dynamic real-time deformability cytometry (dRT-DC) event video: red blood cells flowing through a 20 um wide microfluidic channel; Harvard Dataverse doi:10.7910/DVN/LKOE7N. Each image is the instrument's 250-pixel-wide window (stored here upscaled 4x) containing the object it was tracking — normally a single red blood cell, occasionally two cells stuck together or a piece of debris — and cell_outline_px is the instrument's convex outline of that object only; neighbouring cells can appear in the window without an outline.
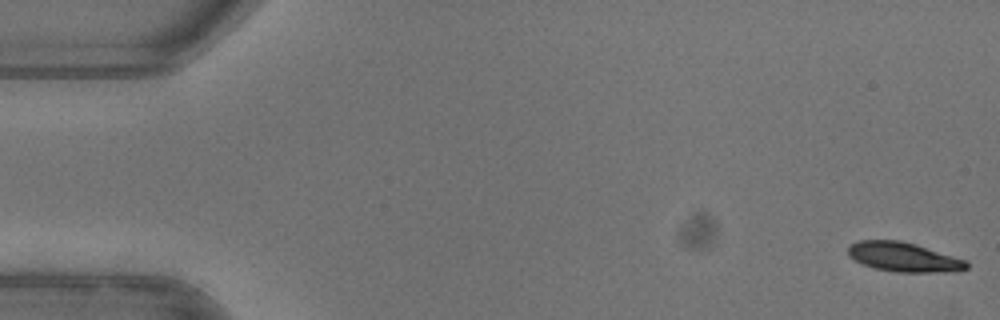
{"species": "common noctule bat (a hibernating species)", "species_latin": "Nyctalus noctula", "temperature_condition": "warm", "stored_images_in_passage": 52, "camera_frame_rate_fps": 3000, "um_per_image_px": 0.085, "animal": {"sex": "female"}, "frame": {"image": 1, "passage_image": 1, "time_ms": 0.0, "image_size_px": [1000, 320], "cell_outline_px": [[968, 268], [932, 272], [896, 272], [876, 268], [864, 264], [848, 256], [848, 248], [852, 244], [860, 240], [900, 240], [916, 244], [968, 260]], "centroid_in_image_um": [76.81, 21.83], "position_along_channel_um": 8.2, "area_um2": 20.0}}
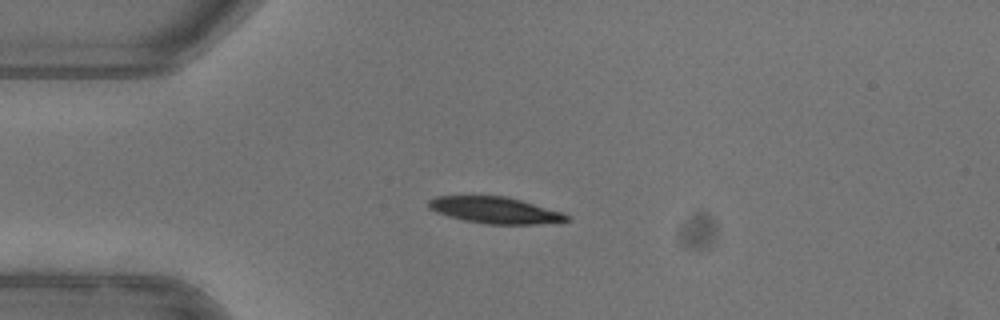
{"frame": {"image": 2, "passage_image": 13, "time_ms": 4.0, "image_size_px": [1000, 320], "cell_outline_px": [[568, 220], [536, 224], [484, 224], [464, 220], [448, 216], [436, 212], [428, 208], [428, 200], [436, 196], [504, 196], [520, 200], [564, 212], [568, 216]], "centroid_in_image_um": [42.04, 17.86], "position_along_channel_um": 43.0, "area_um2": 21.15}}
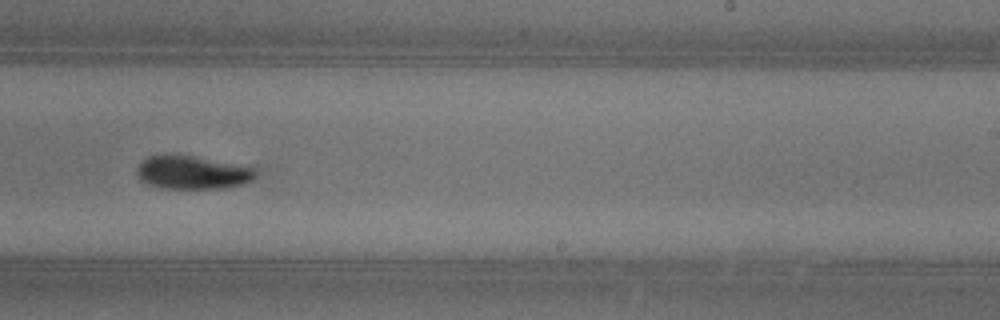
{"frame": {"image": 3, "passage_image": 32, "time_ms": 10.333, "image_size_px": [1000, 320], "cell_outline_px": [[256, 176], [252, 180], [244, 184], [228, 188], [164, 188], [148, 184], [140, 180], [136, 176], [136, 168], [148, 156], [192, 156], [256, 168]], "centroid_in_image_um": [16.37, 14.69], "position_along_channel_um": 272.6, "area_um2": 22.72}, "authors_computed_cell_mechanics": {"area_um2": 22.3686, "velocity_mm_per_s": 3.9662, "shape_relaxation_time_tau1_ms": 3.8465, "shape_relaxation_time_tau2_ms": 7.4675, "deformation_change_tau1": 0.1636, "deformation_change_tau2": 0.088}}